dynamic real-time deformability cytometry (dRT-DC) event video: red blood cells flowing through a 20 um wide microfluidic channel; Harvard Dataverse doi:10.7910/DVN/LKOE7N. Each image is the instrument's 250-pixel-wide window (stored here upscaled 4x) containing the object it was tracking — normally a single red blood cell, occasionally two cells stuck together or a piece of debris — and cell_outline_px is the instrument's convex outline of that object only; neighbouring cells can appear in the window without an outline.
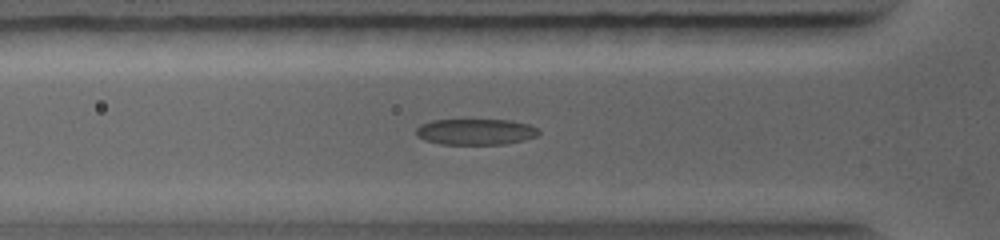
{"species": "common noctule bat (a hibernating species)", "species_latin": "Nyctalus noctula", "temperature_condition": "warm", "stored_images_in_passage": 36, "camera_frame_rate_fps": 5000, "um_per_image_px": 0.085, "animal": {"sex": "female", "body_mass_g": 19.0, "forearm_length_mm": 56.7}, "frame": {"image": 1, "passage_image": 9, "time_ms": 2.8, "image_size_px": [1000, 240], "cell_outline_px": [[540, 132], [536, 136], [524, 140], [504, 144], [440, 144], [424, 140], [416, 136], [416, 128], [420, 124], [432, 120], [512, 120], [528, 124], [536, 128]], "centroid_in_image_um": [40.4, 11.2], "position_along_channel_um": 85.4, "area_um2": 18.61}}
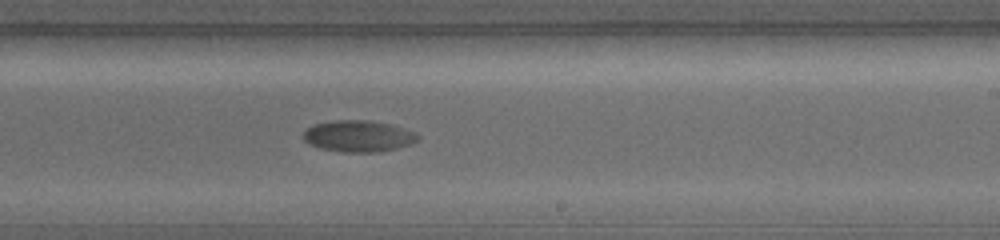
{"frame": {"image": 2, "passage_image": 20, "time_ms": 6.4, "image_size_px": [1000, 240], "cell_outline_px": [[420, 136], [412, 144], [380, 152], [344, 152], [320, 148], [304, 140], [304, 132], [312, 124], [332, 120], [368, 120], [388, 124], [416, 132]], "centroid_in_image_um": [30.47, 11.57], "position_along_channel_um": 258.5, "area_um2": 20.87}}
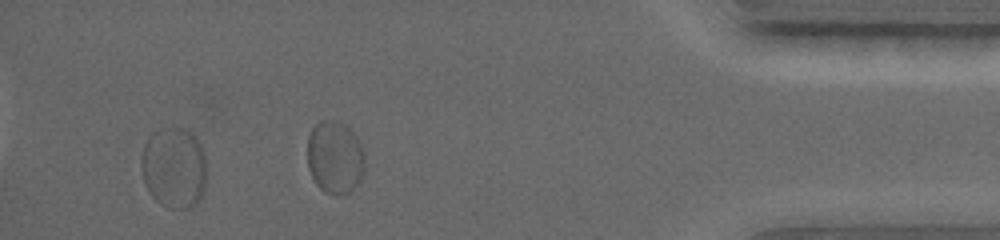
{"frame": {"image": 3, "passage_image": 32, "time_ms": 10.4, "image_size_px": [1000, 240], "cell_outline_px": [[204, 192], [200, 200], [196, 204], [188, 208], [168, 208], [160, 204], [148, 192], [144, 180], [140, 164], [140, 156], [144, 144], [148, 136], [152, 132], [160, 128], [180, 128], [192, 132], [196, 136], [204, 152]], "centroid_in_image_um": [14.75, 14.24], "position_along_channel_um": 420.4, "area_um2": 31.15}}